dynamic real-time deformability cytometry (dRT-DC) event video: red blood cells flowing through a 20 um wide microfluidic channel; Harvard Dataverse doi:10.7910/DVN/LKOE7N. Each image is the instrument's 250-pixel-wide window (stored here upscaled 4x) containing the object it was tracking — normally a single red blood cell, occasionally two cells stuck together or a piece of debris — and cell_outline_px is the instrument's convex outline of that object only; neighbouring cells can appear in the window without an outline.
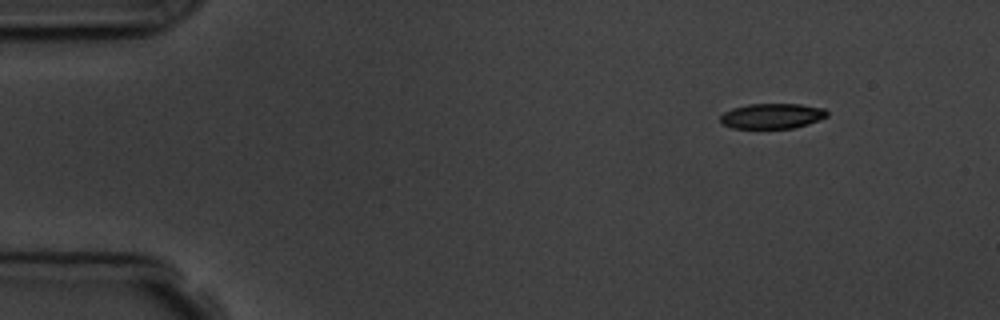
{"species": "common noctule bat (a hibernating species)", "species_latin": "Nyctalus noctula", "temperature_condition": "room temperature", "stored_images_in_passage": 4, "camera_frame_rate_fps": 3000, "um_per_image_px": 0.085, "animal": {"sex": "male", "body_mass_g": 19.5, "forearm_length_mm": 54.6}, "frame": {"image": 1, "passage_image": 1, "time_ms": 0.0, "image_size_px": [1000, 320], "cell_outline_px": [[828, 116], [820, 120], [796, 128], [732, 128], [724, 124], [720, 120], [720, 116], [724, 112], [732, 108], [748, 104], [800, 104], [824, 108], [828, 112]], "centroid_in_image_um": [65.66, 9.86], "position_along_channel_um": 19.3, "area_um2": 15.78}}
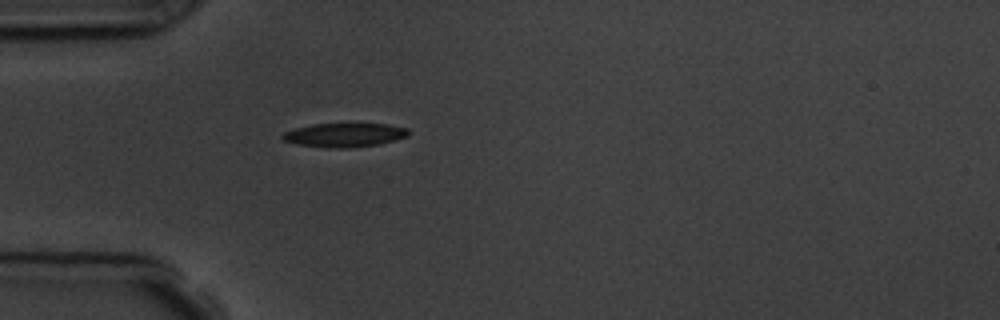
{"frame": {"image": 2, "passage_image": 4, "time_ms": 3.333, "image_size_px": [1000, 320], "cell_outline_px": [[408, 136], [380, 144], [348, 148], [328, 148], [296, 144], [284, 140], [280, 136], [284, 132], [296, 128], [312, 124], [388, 124], [408, 128]], "centroid_in_image_um": [29.27, 11.48], "position_along_channel_um": 55.7, "area_um2": 17.51}}